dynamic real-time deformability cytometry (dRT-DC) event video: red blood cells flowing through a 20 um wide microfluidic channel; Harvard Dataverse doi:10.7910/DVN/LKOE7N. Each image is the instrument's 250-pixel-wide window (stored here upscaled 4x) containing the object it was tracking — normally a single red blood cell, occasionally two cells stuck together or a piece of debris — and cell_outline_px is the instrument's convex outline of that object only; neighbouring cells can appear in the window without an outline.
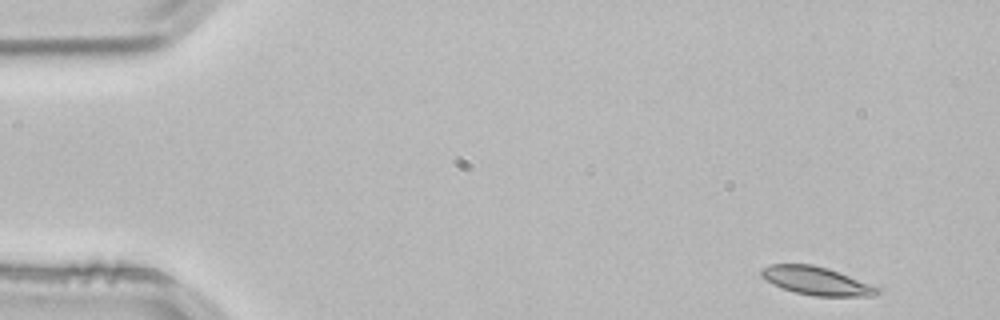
{"species": "common noctule bat (a hibernating species)", "species_latin": "Nyctalus noctula", "temperature_condition": "room temperature", "stored_images_in_passage": 50, "camera_frame_rate_fps": 3000, "um_per_image_px": 0.085, "animal": {"sex": "male", "body_mass_g": 21.5, "forearm_length_mm": 52.0}, "frame": {"image": 1, "passage_image": 1, "time_ms": 0.0, "image_size_px": [1000, 320], "cell_outline_px": [[884, 288], [880, 292], [872, 296], [812, 296], [780, 288], [772, 284], [760, 276], [760, 268], [772, 264], [812, 264], [828, 268], [880, 284]], "centroid_in_image_um": [69.52, 23.87], "position_along_channel_um": 15.5, "area_um2": 19.94}}
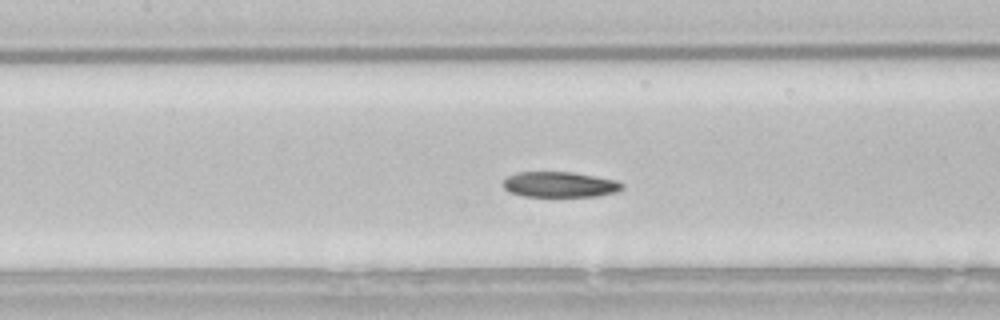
{"frame": {"image": 2, "passage_image": 21, "time_ms": 6.667, "image_size_px": [1000, 320], "cell_outline_px": [[624, 188], [616, 192], [596, 196], [524, 196], [508, 192], [504, 188], [504, 180], [508, 176], [516, 172], [576, 172], [616, 180], [624, 184]], "centroid_in_image_um": [47.6, 15.68], "position_along_channel_um": 159.8, "area_um2": 17.74}}
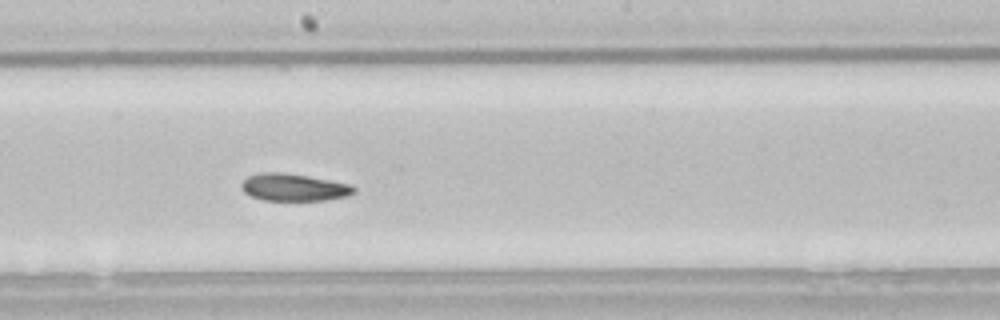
{"frame": {"image": 3, "passage_image": 26, "time_ms": 8.333, "image_size_px": [1000, 320], "cell_outline_px": [[356, 192], [348, 196], [324, 200], [264, 200], [252, 196], [244, 192], [240, 188], [240, 184], [248, 176], [260, 172], [280, 172], [308, 176], [352, 184], [356, 188]], "centroid_in_image_um": [24.99, 15.92], "position_along_channel_um": 223.2, "area_um2": 17.98}, "authors_computed_cell_mechanics": {"area_um2": 18.6405, "velocity_mm_per_s": 3.8145, "shape_relaxation_time_tau1_ms": 5.7637, "shape_relaxation_time_tau2_ms": 3.4558, "deformation_change_tau1": 0.1274, "deformation_change_tau2": 0.0666}}